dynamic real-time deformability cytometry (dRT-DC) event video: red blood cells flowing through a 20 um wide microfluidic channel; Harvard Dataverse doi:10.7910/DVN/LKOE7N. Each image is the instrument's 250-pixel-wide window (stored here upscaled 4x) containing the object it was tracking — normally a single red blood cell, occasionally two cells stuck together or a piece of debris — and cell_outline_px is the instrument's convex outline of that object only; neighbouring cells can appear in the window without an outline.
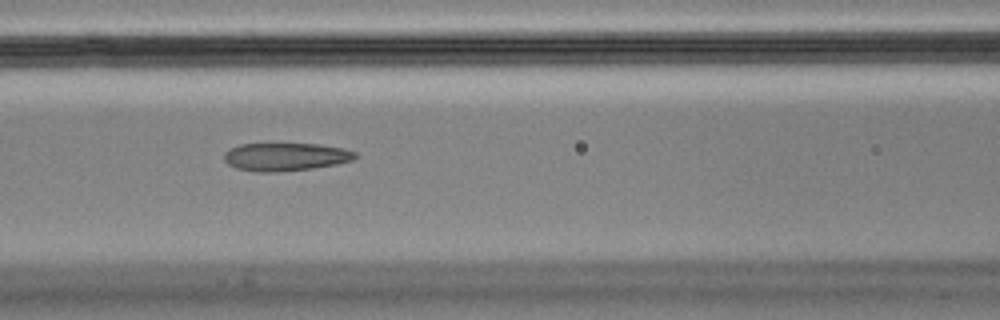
{"species": "Egyptian fruit bat (a non-hibernating species)", "species_latin": "Rousettus aegyptiacus", "temperature_condition": "cold", "stored_images_in_passage": 11, "camera_frame_rate_fps": 3000, "um_per_image_px": 0.085, "animal": {"sex": "male"}, "frame": {"image": 1, "passage_image": 8, "time_ms": 2.333, "image_size_px": [1000, 320], "cell_outline_px": [[356, 156], [352, 160], [336, 164], [312, 168], [276, 172], [256, 172], [236, 168], [228, 164], [224, 160], [224, 152], [240, 144], [316, 144], [344, 148], [356, 152]], "centroid_in_image_um": [24.25, 13.33], "position_along_channel_um": 142.3, "area_um2": 21.27}}